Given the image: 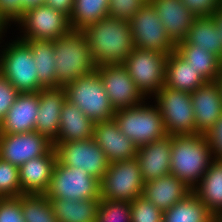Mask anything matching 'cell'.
<instances>
[{
  "label": "cell",
  "mask_w": 222,
  "mask_h": 222,
  "mask_svg": "<svg viewBox=\"0 0 222 222\" xmlns=\"http://www.w3.org/2000/svg\"><path fill=\"white\" fill-rule=\"evenodd\" d=\"M11 37L0 41V74L19 93L39 92L44 87L39 82L30 45L16 35Z\"/></svg>",
  "instance_id": "cell-4"
},
{
  "label": "cell",
  "mask_w": 222,
  "mask_h": 222,
  "mask_svg": "<svg viewBox=\"0 0 222 222\" xmlns=\"http://www.w3.org/2000/svg\"><path fill=\"white\" fill-rule=\"evenodd\" d=\"M184 41L209 51L222 61V39L212 16L196 17Z\"/></svg>",
  "instance_id": "cell-27"
},
{
  "label": "cell",
  "mask_w": 222,
  "mask_h": 222,
  "mask_svg": "<svg viewBox=\"0 0 222 222\" xmlns=\"http://www.w3.org/2000/svg\"><path fill=\"white\" fill-rule=\"evenodd\" d=\"M196 17L212 16L222 5L221 0H181Z\"/></svg>",
  "instance_id": "cell-41"
},
{
  "label": "cell",
  "mask_w": 222,
  "mask_h": 222,
  "mask_svg": "<svg viewBox=\"0 0 222 222\" xmlns=\"http://www.w3.org/2000/svg\"><path fill=\"white\" fill-rule=\"evenodd\" d=\"M207 81L176 51L168 55L165 71V87L193 92Z\"/></svg>",
  "instance_id": "cell-26"
},
{
  "label": "cell",
  "mask_w": 222,
  "mask_h": 222,
  "mask_svg": "<svg viewBox=\"0 0 222 222\" xmlns=\"http://www.w3.org/2000/svg\"><path fill=\"white\" fill-rule=\"evenodd\" d=\"M146 0H109L108 16L129 21Z\"/></svg>",
  "instance_id": "cell-38"
},
{
  "label": "cell",
  "mask_w": 222,
  "mask_h": 222,
  "mask_svg": "<svg viewBox=\"0 0 222 222\" xmlns=\"http://www.w3.org/2000/svg\"><path fill=\"white\" fill-rule=\"evenodd\" d=\"M19 92L0 74V122L14 104Z\"/></svg>",
  "instance_id": "cell-40"
},
{
  "label": "cell",
  "mask_w": 222,
  "mask_h": 222,
  "mask_svg": "<svg viewBox=\"0 0 222 222\" xmlns=\"http://www.w3.org/2000/svg\"><path fill=\"white\" fill-rule=\"evenodd\" d=\"M96 71L115 111L137 106L147 99L123 64L97 66Z\"/></svg>",
  "instance_id": "cell-14"
},
{
  "label": "cell",
  "mask_w": 222,
  "mask_h": 222,
  "mask_svg": "<svg viewBox=\"0 0 222 222\" xmlns=\"http://www.w3.org/2000/svg\"><path fill=\"white\" fill-rule=\"evenodd\" d=\"M57 88L65 87L76 78L96 71L89 42L83 30L71 29L53 41Z\"/></svg>",
  "instance_id": "cell-3"
},
{
  "label": "cell",
  "mask_w": 222,
  "mask_h": 222,
  "mask_svg": "<svg viewBox=\"0 0 222 222\" xmlns=\"http://www.w3.org/2000/svg\"><path fill=\"white\" fill-rule=\"evenodd\" d=\"M44 4L66 14L68 17H70L74 8V0H44Z\"/></svg>",
  "instance_id": "cell-43"
},
{
  "label": "cell",
  "mask_w": 222,
  "mask_h": 222,
  "mask_svg": "<svg viewBox=\"0 0 222 222\" xmlns=\"http://www.w3.org/2000/svg\"><path fill=\"white\" fill-rule=\"evenodd\" d=\"M144 181L136 158L109 164L100 181V199L132 202L142 196Z\"/></svg>",
  "instance_id": "cell-10"
},
{
  "label": "cell",
  "mask_w": 222,
  "mask_h": 222,
  "mask_svg": "<svg viewBox=\"0 0 222 222\" xmlns=\"http://www.w3.org/2000/svg\"><path fill=\"white\" fill-rule=\"evenodd\" d=\"M192 192L217 220L222 218V160L212 159L201 181Z\"/></svg>",
  "instance_id": "cell-25"
},
{
  "label": "cell",
  "mask_w": 222,
  "mask_h": 222,
  "mask_svg": "<svg viewBox=\"0 0 222 222\" xmlns=\"http://www.w3.org/2000/svg\"><path fill=\"white\" fill-rule=\"evenodd\" d=\"M131 222H163V212L139 196L131 202Z\"/></svg>",
  "instance_id": "cell-36"
},
{
  "label": "cell",
  "mask_w": 222,
  "mask_h": 222,
  "mask_svg": "<svg viewBox=\"0 0 222 222\" xmlns=\"http://www.w3.org/2000/svg\"><path fill=\"white\" fill-rule=\"evenodd\" d=\"M60 127L53 142H72L93 138L95 123L75 104L67 100L62 106Z\"/></svg>",
  "instance_id": "cell-24"
},
{
  "label": "cell",
  "mask_w": 222,
  "mask_h": 222,
  "mask_svg": "<svg viewBox=\"0 0 222 222\" xmlns=\"http://www.w3.org/2000/svg\"><path fill=\"white\" fill-rule=\"evenodd\" d=\"M26 42L31 47L40 84L44 88H57L53 41L28 40Z\"/></svg>",
  "instance_id": "cell-31"
},
{
  "label": "cell",
  "mask_w": 222,
  "mask_h": 222,
  "mask_svg": "<svg viewBox=\"0 0 222 222\" xmlns=\"http://www.w3.org/2000/svg\"><path fill=\"white\" fill-rule=\"evenodd\" d=\"M59 222H96L100 199H49Z\"/></svg>",
  "instance_id": "cell-29"
},
{
  "label": "cell",
  "mask_w": 222,
  "mask_h": 222,
  "mask_svg": "<svg viewBox=\"0 0 222 222\" xmlns=\"http://www.w3.org/2000/svg\"><path fill=\"white\" fill-rule=\"evenodd\" d=\"M109 0H74V8L69 17L74 30H84L87 26L108 16Z\"/></svg>",
  "instance_id": "cell-32"
},
{
  "label": "cell",
  "mask_w": 222,
  "mask_h": 222,
  "mask_svg": "<svg viewBox=\"0 0 222 222\" xmlns=\"http://www.w3.org/2000/svg\"><path fill=\"white\" fill-rule=\"evenodd\" d=\"M57 161L67 167L80 168L101 181L109 168V161L104 151L94 139L72 142H52Z\"/></svg>",
  "instance_id": "cell-12"
},
{
  "label": "cell",
  "mask_w": 222,
  "mask_h": 222,
  "mask_svg": "<svg viewBox=\"0 0 222 222\" xmlns=\"http://www.w3.org/2000/svg\"><path fill=\"white\" fill-rule=\"evenodd\" d=\"M18 200L25 222H59L45 195H22Z\"/></svg>",
  "instance_id": "cell-33"
},
{
  "label": "cell",
  "mask_w": 222,
  "mask_h": 222,
  "mask_svg": "<svg viewBox=\"0 0 222 222\" xmlns=\"http://www.w3.org/2000/svg\"><path fill=\"white\" fill-rule=\"evenodd\" d=\"M15 25V30L19 31L16 34L20 35L16 36L24 41H54L72 29L66 14L45 4L24 11Z\"/></svg>",
  "instance_id": "cell-8"
},
{
  "label": "cell",
  "mask_w": 222,
  "mask_h": 222,
  "mask_svg": "<svg viewBox=\"0 0 222 222\" xmlns=\"http://www.w3.org/2000/svg\"><path fill=\"white\" fill-rule=\"evenodd\" d=\"M66 101L64 87L43 88L39 91V109L35 131L53 142L59 133L60 115Z\"/></svg>",
  "instance_id": "cell-22"
},
{
  "label": "cell",
  "mask_w": 222,
  "mask_h": 222,
  "mask_svg": "<svg viewBox=\"0 0 222 222\" xmlns=\"http://www.w3.org/2000/svg\"><path fill=\"white\" fill-rule=\"evenodd\" d=\"M0 222H25L18 197L0 198Z\"/></svg>",
  "instance_id": "cell-39"
},
{
  "label": "cell",
  "mask_w": 222,
  "mask_h": 222,
  "mask_svg": "<svg viewBox=\"0 0 222 222\" xmlns=\"http://www.w3.org/2000/svg\"><path fill=\"white\" fill-rule=\"evenodd\" d=\"M196 133L206 135L222 115V89L218 80L207 81L191 92Z\"/></svg>",
  "instance_id": "cell-16"
},
{
  "label": "cell",
  "mask_w": 222,
  "mask_h": 222,
  "mask_svg": "<svg viewBox=\"0 0 222 222\" xmlns=\"http://www.w3.org/2000/svg\"><path fill=\"white\" fill-rule=\"evenodd\" d=\"M212 17L217 24L220 38L222 39V5L215 11Z\"/></svg>",
  "instance_id": "cell-45"
},
{
  "label": "cell",
  "mask_w": 222,
  "mask_h": 222,
  "mask_svg": "<svg viewBox=\"0 0 222 222\" xmlns=\"http://www.w3.org/2000/svg\"><path fill=\"white\" fill-rule=\"evenodd\" d=\"M206 136L212 148L213 158L222 160V115Z\"/></svg>",
  "instance_id": "cell-42"
},
{
  "label": "cell",
  "mask_w": 222,
  "mask_h": 222,
  "mask_svg": "<svg viewBox=\"0 0 222 222\" xmlns=\"http://www.w3.org/2000/svg\"><path fill=\"white\" fill-rule=\"evenodd\" d=\"M52 147L53 143L37 131L21 134L0 133V158L17 167L46 154Z\"/></svg>",
  "instance_id": "cell-15"
},
{
  "label": "cell",
  "mask_w": 222,
  "mask_h": 222,
  "mask_svg": "<svg viewBox=\"0 0 222 222\" xmlns=\"http://www.w3.org/2000/svg\"><path fill=\"white\" fill-rule=\"evenodd\" d=\"M24 195L19 180V167L0 158V198Z\"/></svg>",
  "instance_id": "cell-35"
},
{
  "label": "cell",
  "mask_w": 222,
  "mask_h": 222,
  "mask_svg": "<svg viewBox=\"0 0 222 222\" xmlns=\"http://www.w3.org/2000/svg\"><path fill=\"white\" fill-rule=\"evenodd\" d=\"M163 222H218V220L192 192L163 212Z\"/></svg>",
  "instance_id": "cell-30"
},
{
  "label": "cell",
  "mask_w": 222,
  "mask_h": 222,
  "mask_svg": "<svg viewBox=\"0 0 222 222\" xmlns=\"http://www.w3.org/2000/svg\"><path fill=\"white\" fill-rule=\"evenodd\" d=\"M96 222H131V202L100 199Z\"/></svg>",
  "instance_id": "cell-34"
},
{
  "label": "cell",
  "mask_w": 222,
  "mask_h": 222,
  "mask_svg": "<svg viewBox=\"0 0 222 222\" xmlns=\"http://www.w3.org/2000/svg\"><path fill=\"white\" fill-rule=\"evenodd\" d=\"M39 109V92L19 93L14 104L0 122V133L21 134L35 131Z\"/></svg>",
  "instance_id": "cell-20"
},
{
  "label": "cell",
  "mask_w": 222,
  "mask_h": 222,
  "mask_svg": "<svg viewBox=\"0 0 222 222\" xmlns=\"http://www.w3.org/2000/svg\"><path fill=\"white\" fill-rule=\"evenodd\" d=\"M206 81H216L222 72V61L214 54L185 41L179 42L175 50Z\"/></svg>",
  "instance_id": "cell-28"
},
{
  "label": "cell",
  "mask_w": 222,
  "mask_h": 222,
  "mask_svg": "<svg viewBox=\"0 0 222 222\" xmlns=\"http://www.w3.org/2000/svg\"><path fill=\"white\" fill-rule=\"evenodd\" d=\"M43 4L44 0H0V14L13 27L24 11Z\"/></svg>",
  "instance_id": "cell-37"
},
{
  "label": "cell",
  "mask_w": 222,
  "mask_h": 222,
  "mask_svg": "<svg viewBox=\"0 0 222 222\" xmlns=\"http://www.w3.org/2000/svg\"><path fill=\"white\" fill-rule=\"evenodd\" d=\"M49 199L71 200L100 199V181L89 175L86 170L67 167L58 161L44 194Z\"/></svg>",
  "instance_id": "cell-11"
},
{
  "label": "cell",
  "mask_w": 222,
  "mask_h": 222,
  "mask_svg": "<svg viewBox=\"0 0 222 222\" xmlns=\"http://www.w3.org/2000/svg\"><path fill=\"white\" fill-rule=\"evenodd\" d=\"M64 89L66 100L75 104L94 123L113 119L115 110L97 71L76 78Z\"/></svg>",
  "instance_id": "cell-6"
},
{
  "label": "cell",
  "mask_w": 222,
  "mask_h": 222,
  "mask_svg": "<svg viewBox=\"0 0 222 222\" xmlns=\"http://www.w3.org/2000/svg\"><path fill=\"white\" fill-rule=\"evenodd\" d=\"M83 31L97 66L123 64L135 47L126 20L106 16Z\"/></svg>",
  "instance_id": "cell-1"
},
{
  "label": "cell",
  "mask_w": 222,
  "mask_h": 222,
  "mask_svg": "<svg viewBox=\"0 0 222 222\" xmlns=\"http://www.w3.org/2000/svg\"><path fill=\"white\" fill-rule=\"evenodd\" d=\"M192 191L178 177L170 173L144 183L142 196L165 212L177 202L185 199Z\"/></svg>",
  "instance_id": "cell-23"
},
{
  "label": "cell",
  "mask_w": 222,
  "mask_h": 222,
  "mask_svg": "<svg viewBox=\"0 0 222 222\" xmlns=\"http://www.w3.org/2000/svg\"><path fill=\"white\" fill-rule=\"evenodd\" d=\"M172 135L138 148L135 156L144 183L170 174Z\"/></svg>",
  "instance_id": "cell-19"
},
{
  "label": "cell",
  "mask_w": 222,
  "mask_h": 222,
  "mask_svg": "<svg viewBox=\"0 0 222 222\" xmlns=\"http://www.w3.org/2000/svg\"><path fill=\"white\" fill-rule=\"evenodd\" d=\"M150 100L159 109L167 135L196 134L189 92L163 86Z\"/></svg>",
  "instance_id": "cell-7"
},
{
  "label": "cell",
  "mask_w": 222,
  "mask_h": 222,
  "mask_svg": "<svg viewBox=\"0 0 222 222\" xmlns=\"http://www.w3.org/2000/svg\"><path fill=\"white\" fill-rule=\"evenodd\" d=\"M57 163L54 146L44 155L26 161L19 167V180L24 195H44Z\"/></svg>",
  "instance_id": "cell-18"
},
{
  "label": "cell",
  "mask_w": 222,
  "mask_h": 222,
  "mask_svg": "<svg viewBox=\"0 0 222 222\" xmlns=\"http://www.w3.org/2000/svg\"><path fill=\"white\" fill-rule=\"evenodd\" d=\"M213 159L211 145L203 134L172 135L170 173L192 190Z\"/></svg>",
  "instance_id": "cell-2"
},
{
  "label": "cell",
  "mask_w": 222,
  "mask_h": 222,
  "mask_svg": "<svg viewBox=\"0 0 222 222\" xmlns=\"http://www.w3.org/2000/svg\"><path fill=\"white\" fill-rule=\"evenodd\" d=\"M12 27L11 25L7 22V20L0 14V41H3L6 37L7 38V32L9 29ZM8 30V31H7ZM6 34V35H5Z\"/></svg>",
  "instance_id": "cell-44"
},
{
  "label": "cell",
  "mask_w": 222,
  "mask_h": 222,
  "mask_svg": "<svg viewBox=\"0 0 222 222\" xmlns=\"http://www.w3.org/2000/svg\"><path fill=\"white\" fill-rule=\"evenodd\" d=\"M159 15L170 40L177 45L187 37L195 14L188 10L181 0H149Z\"/></svg>",
  "instance_id": "cell-21"
},
{
  "label": "cell",
  "mask_w": 222,
  "mask_h": 222,
  "mask_svg": "<svg viewBox=\"0 0 222 222\" xmlns=\"http://www.w3.org/2000/svg\"><path fill=\"white\" fill-rule=\"evenodd\" d=\"M218 81H219V83H220V85H221V89H222V72H221V74H220V76H219Z\"/></svg>",
  "instance_id": "cell-46"
},
{
  "label": "cell",
  "mask_w": 222,
  "mask_h": 222,
  "mask_svg": "<svg viewBox=\"0 0 222 222\" xmlns=\"http://www.w3.org/2000/svg\"><path fill=\"white\" fill-rule=\"evenodd\" d=\"M150 99L137 106L118 109L113 119L118 128L138 147L167 135L158 107Z\"/></svg>",
  "instance_id": "cell-5"
},
{
  "label": "cell",
  "mask_w": 222,
  "mask_h": 222,
  "mask_svg": "<svg viewBox=\"0 0 222 222\" xmlns=\"http://www.w3.org/2000/svg\"><path fill=\"white\" fill-rule=\"evenodd\" d=\"M93 139L109 163L135 158L138 147L120 131L114 119L95 123Z\"/></svg>",
  "instance_id": "cell-17"
},
{
  "label": "cell",
  "mask_w": 222,
  "mask_h": 222,
  "mask_svg": "<svg viewBox=\"0 0 222 222\" xmlns=\"http://www.w3.org/2000/svg\"><path fill=\"white\" fill-rule=\"evenodd\" d=\"M167 54L136 47L127 56L123 65L140 92L151 99L165 84Z\"/></svg>",
  "instance_id": "cell-9"
},
{
  "label": "cell",
  "mask_w": 222,
  "mask_h": 222,
  "mask_svg": "<svg viewBox=\"0 0 222 222\" xmlns=\"http://www.w3.org/2000/svg\"><path fill=\"white\" fill-rule=\"evenodd\" d=\"M134 46L171 54L176 45L170 40L154 7L147 1L129 20Z\"/></svg>",
  "instance_id": "cell-13"
}]
</instances>
